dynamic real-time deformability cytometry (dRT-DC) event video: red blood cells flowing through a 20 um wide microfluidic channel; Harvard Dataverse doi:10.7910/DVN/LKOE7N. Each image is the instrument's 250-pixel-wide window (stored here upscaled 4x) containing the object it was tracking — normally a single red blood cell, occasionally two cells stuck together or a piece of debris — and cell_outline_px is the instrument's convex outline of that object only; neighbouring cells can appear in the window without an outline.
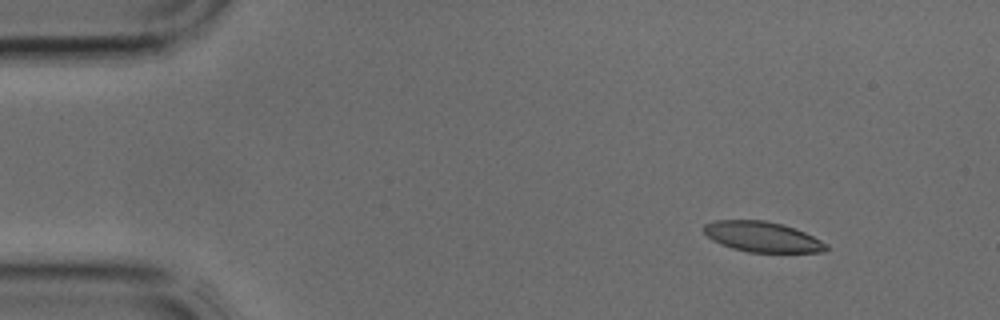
{"species": "common noctule bat (a hibernating species)", "species_latin": "Nyctalus noctula", "temperature_condition": "cold", "stored_images_in_passage": 3, "camera_frame_rate_fps": 3000, "um_per_image_px": 0.085, "animal": {"sex": "male", "body_mass_g": 17.9, "forearm_length_mm": 54.2}, "frame": {"image": 1, "passage_image": 1, "time_ms": 0.0, "image_size_px": [1000, 320], "cell_outline_px": [[828, 248], [824, 252], [748, 252], [732, 248], [720, 244], [712, 240], [704, 232], [704, 224], [716, 220], [764, 220], [796, 228], [828, 244]], "centroid_in_image_um": [64.79, 20.13], "position_along_channel_um": 20.2, "area_um2": 21.56}}
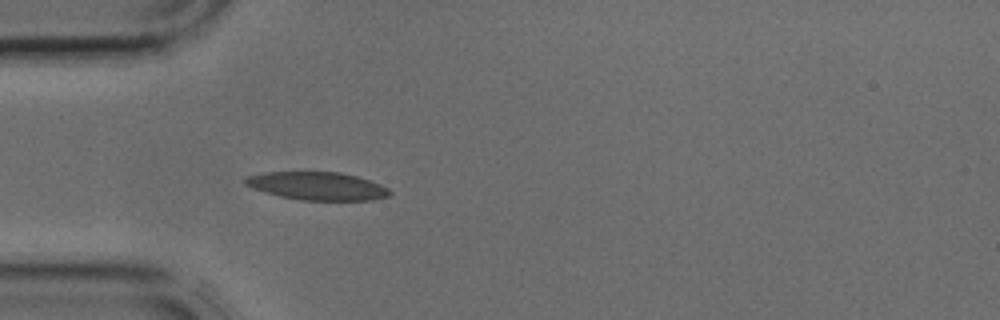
{"frame": {"image": 2, "passage_image": 3, "time_ms": 0.667, "image_size_px": [1000, 320], "cell_outline_px": [[392, 192], [388, 196], [372, 200], [300, 200], [280, 196], [264, 192], [252, 188], [244, 184], [244, 180], [248, 176], [264, 172], [340, 172], [356, 176], [380, 184], [388, 188]], "centroid_in_image_um": [26.96, 15.81], "position_along_channel_um": 58.0, "area_um2": 23.52}}